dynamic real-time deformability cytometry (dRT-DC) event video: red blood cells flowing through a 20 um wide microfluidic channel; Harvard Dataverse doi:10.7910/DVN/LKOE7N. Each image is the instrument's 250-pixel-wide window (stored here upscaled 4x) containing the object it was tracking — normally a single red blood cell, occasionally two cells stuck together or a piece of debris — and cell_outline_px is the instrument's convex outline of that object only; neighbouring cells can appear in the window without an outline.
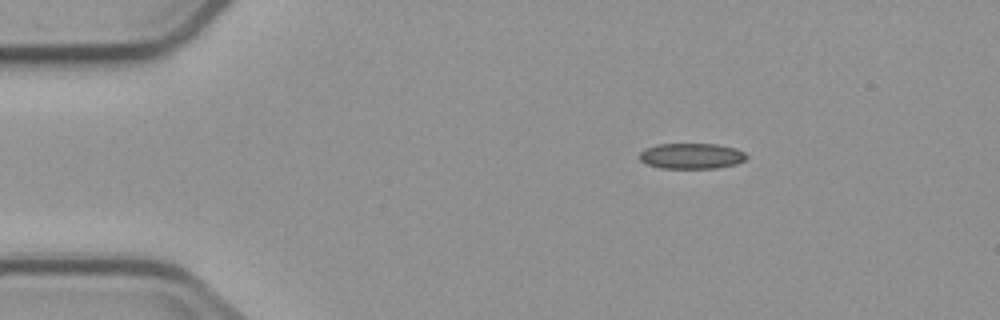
{"species": "common noctule bat (a hibernating species)", "species_latin": "Nyctalus noctula", "temperature_condition": "cold", "stored_images_in_passage": 4, "camera_frame_rate_fps": 3000, "um_per_image_px": 0.085, "animal": {"sex": "male", "body_mass_g": 23.1, "forearm_length_mm": 52.7}, "frame": {"image": 1, "passage_image": 2, "time_ms": 1.333, "image_size_px": [1000, 320], "cell_outline_px": [[748, 156], [744, 160], [736, 164], [716, 168], [660, 168], [648, 164], [640, 160], [640, 152], [644, 148], [656, 144], [716, 144], [736, 148], [744, 152]], "centroid_in_image_um": [58.77, 13.25], "position_along_channel_um": 26.2, "area_um2": 16.01}}